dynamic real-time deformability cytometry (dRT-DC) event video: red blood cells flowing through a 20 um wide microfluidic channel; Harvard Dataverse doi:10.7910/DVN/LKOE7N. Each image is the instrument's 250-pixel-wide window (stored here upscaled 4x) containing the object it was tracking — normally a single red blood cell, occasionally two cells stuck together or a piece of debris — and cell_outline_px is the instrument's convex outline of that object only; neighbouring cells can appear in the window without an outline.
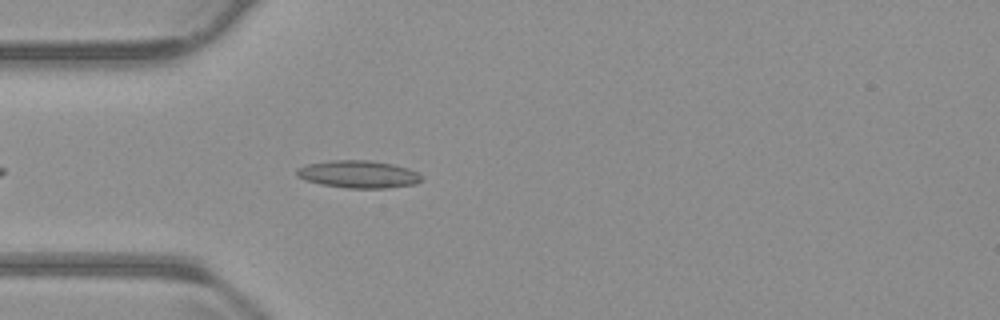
{"species": "common noctule bat (a hibernating species)", "species_latin": "Nyctalus noctula", "temperature_condition": "warm", "stored_images_in_passage": 36, "camera_frame_rate_fps": 3000, "um_per_image_px": 0.085, "animal": {"sex": "male", "body_mass_g": 23.1, "forearm_length_mm": 52.7}, "frame": {"image": 1, "passage_image": 5, "time_ms": 1.333, "image_size_px": [1000, 320], "cell_outline_px": [[420, 180], [416, 184], [388, 188], [348, 188], [320, 184], [304, 180], [296, 176], [296, 168], [308, 164], [332, 160], [368, 160], [392, 164], [408, 168], [416, 172], [420, 176]], "centroid_in_image_um": [30.42, 14.81], "position_along_channel_um": 54.6, "area_um2": 19.94}}
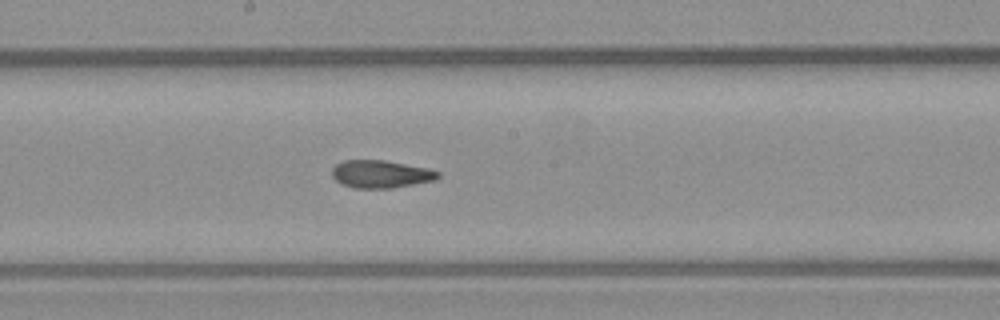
{"frame": {"image": 2, "passage_image": 18, "time_ms": 5.667, "image_size_px": [1000, 320], "cell_outline_px": [[440, 176], [436, 180], [392, 188], [356, 188], [344, 184], [336, 180], [332, 176], [332, 168], [336, 164], [344, 160], [384, 160], [428, 168], [440, 172]], "centroid_in_image_um": [32.39, 14.79], "position_along_channel_um": 215.8, "area_um2": 17.05}}
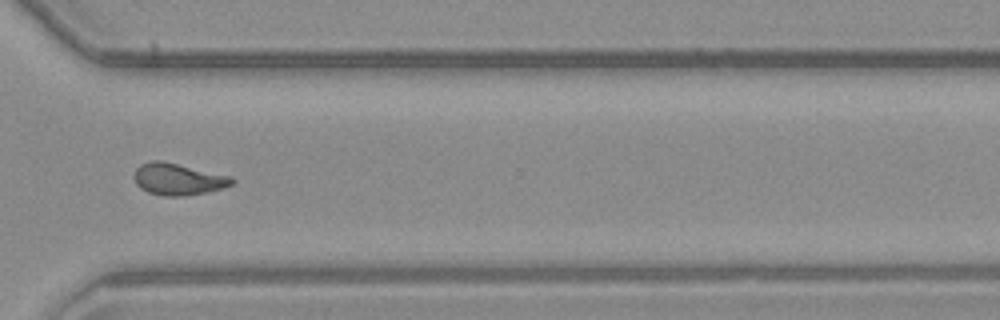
{"frame": {"image": 3, "passage_image": 29, "time_ms": 9.333, "image_size_px": [1000, 320], "cell_outline_px": [[236, 184], [208, 192], [184, 196], [164, 196], [148, 192], [140, 188], [136, 184], [136, 168], [140, 164], [152, 160], [160, 160], [232, 176], [236, 180]], "centroid_in_image_um": [15.19, 15.23], "position_along_channel_um": 355.4, "area_um2": 18.15}, "authors_computed_cell_mechanics": {"area_um2": 17.4556, "velocity_mm_per_s": 3.8195, "shape_relaxation_time_tau1_ms": null, "shape_relaxation_time_tau2_ms": 3.4156, "deformation_change_tau1": null, "deformation_change_tau2": 0.1095}}